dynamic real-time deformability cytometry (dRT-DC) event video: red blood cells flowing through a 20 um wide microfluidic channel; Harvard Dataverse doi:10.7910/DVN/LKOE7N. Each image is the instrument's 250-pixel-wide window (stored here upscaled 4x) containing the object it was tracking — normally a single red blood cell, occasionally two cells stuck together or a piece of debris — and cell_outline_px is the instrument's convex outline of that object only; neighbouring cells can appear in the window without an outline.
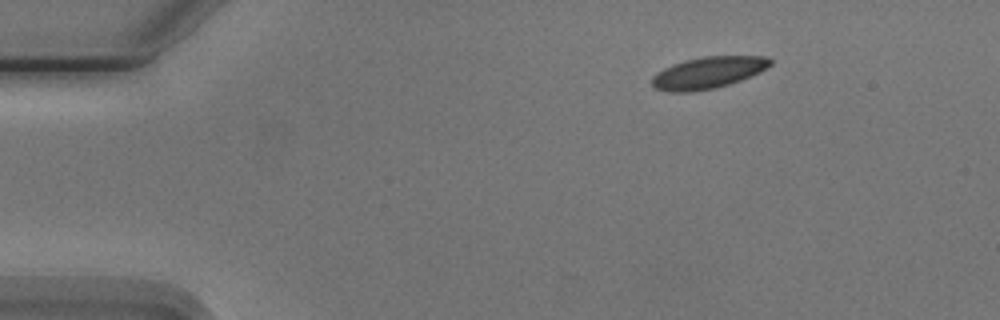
{"species": "Egyptian fruit bat (a non-hibernating species)", "species_latin": "Rousettus aegyptiacus", "temperature_condition": "cold", "stored_images_in_passage": 6, "camera_frame_rate_fps": 3000, "um_per_image_px": 0.085, "animal": {"sex": "male"}, "frame": {"image": 1, "passage_image": 1, "time_ms": 0.0, "image_size_px": [1000, 320], "cell_outline_px": [[772, 64], [760, 72], [740, 80], [728, 84], [712, 88], [688, 92], [668, 92], [656, 88], [652, 84], [652, 76], [656, 72], [672, 64], [684, 60], [704, 56], [764, 56], [772, 60]], "centroid_in_image_um": [60.16, 6.16], "position_along_channel_um": 24.8, "area_um2": 21.73}}
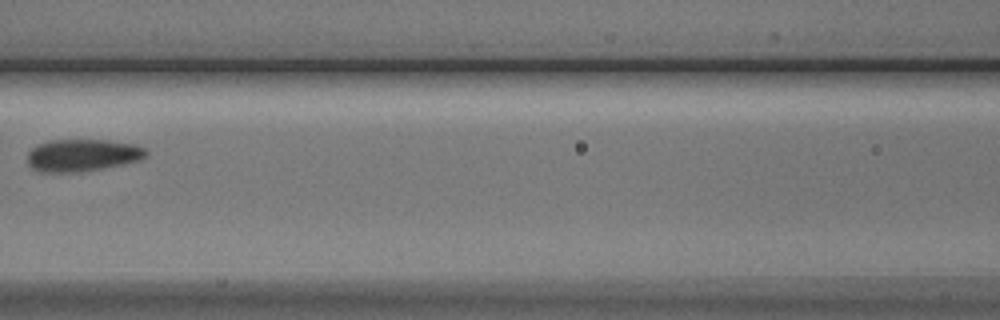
{"frame": {"image": 2, "passage_image": 5, "time_ms": 5.667, "image_size_px": [1000, 320], "cell_outline_px": [[148, 156], [140, 160], [124, 164], [100, 168], [72, 172], [40, 172], [32, 168], [28, 164], [28, 152], [36, 144], [52, 140], [108, 140], [136, 144], [144, 148], [148, 152]], "centroid_in_image_um": [7.02, 13.18], "position_along_channel_um": 159.6, "area_um2": 22.31}}
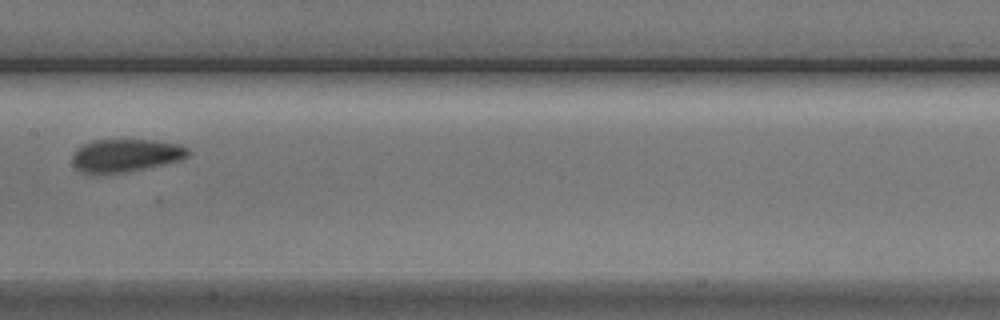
{"frame": {"image": 3, "passage_image": 6, "time_ms": 6.667, "image_size_px": [1000, 320], "cell_outline_px": [[192, 152], [184, 160], [124, 172], [84, 172], [76, 168], [72, 164], [72, 156], [84, 144], [92, 140], [156, 140], [180, 144], [188, 148]], "centroid_in_image_um": [10.78, 13.19], "position_along_channel_um": 196.6, "area_um2": 21.96}}